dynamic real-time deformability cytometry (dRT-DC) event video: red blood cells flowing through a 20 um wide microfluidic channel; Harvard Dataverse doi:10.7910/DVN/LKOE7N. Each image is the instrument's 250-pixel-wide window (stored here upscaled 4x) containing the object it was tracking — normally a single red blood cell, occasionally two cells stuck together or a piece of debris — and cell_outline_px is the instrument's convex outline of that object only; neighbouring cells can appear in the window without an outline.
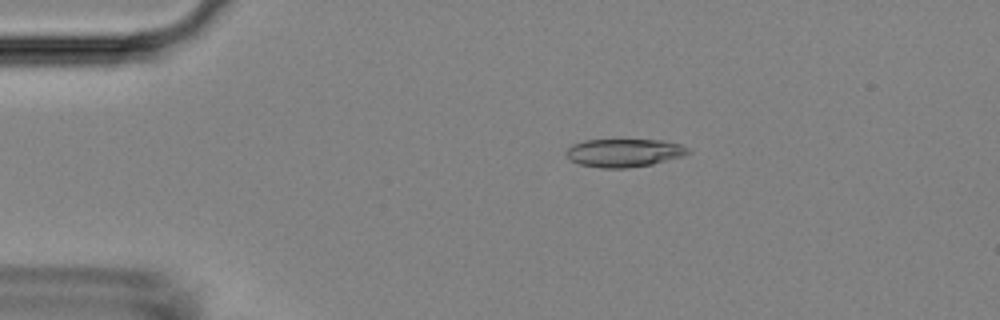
{"species": "Egyptian fruit bat (a non-hibernating species)", "species_latin": "Rousettus aegyptiacus", "temperature_condition": "room temperature", "stored_images_in_passage": 53, "camera_frame_rate_fps": 3000, "um_per_image_px": 0.085, "animal": {"sex": "female"}, "frame": {"image": 1, "passage_image": 11, "time_ms": 3.333, "image_size_px": [1000, 320], "cell_outline_px": [[692, 152], [684, 156], [652, 164], [628, 168], [600, 168], [580, 164], [572, 160], [564, 152], [572, 144], [584, 140], [664, 140], [680, 144], [688, 148]], "centroid_in_image_um": [53.07, 12.98], "position_along_channel_um": 31.9, "area_um2": 20.06}}
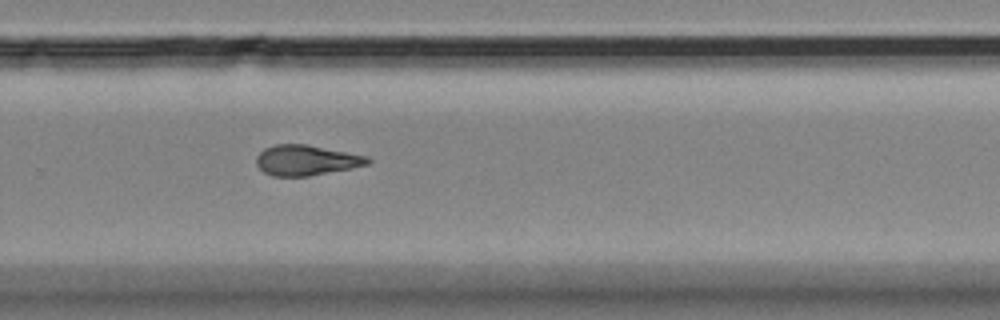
{"frame": {"image": 2, "passage_image": 36, "time_ms": 11.667, "image_size_px": [1000, 320], "cell_outline_px": [[372, 160], [368, 164], [352, 168], [308, 176], [272, 176], [264, 172], [256, 164], [256, 156], [264, 148], [276, 144], [308, 144], [368, 156]], "centroid_in_image_um": [26.03, 13.61], "position_along_channel_um": 303.8, "area_um2": 19.77}}
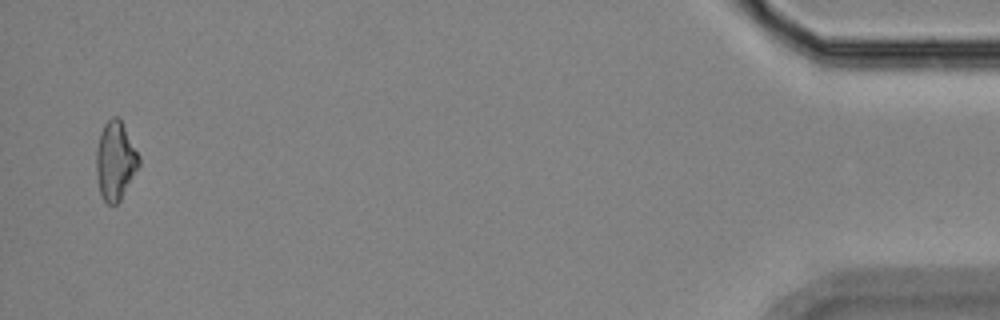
{"frame": {"image": 3, "passage_image": 52, "time_ms": 17.0, "image_size_px": [1000, 320], "cell_outline_px": [[140, 164], [120, 200], [116, 204], [108, 204], [104, 200], [100, 192], [96, 176], [96, 148], [100, 132], [104, 124], [112, 116], [116, 116], [120, 120], [140, 156]], "centroid_in_image_um": [9.79, 13.66], "position_along_channel_um": 425.4, "area_um2": 19.36}, "authors_computed_cell_mechanics": {"area_um2": 20.0566, "velocity_mm_per_s": 3.8064, "shape_relaxation_time_tau1_ms": 10.5916, "shape_relaxation_time_tau2_ms": 2.8759, "deformation_change_tau1": 0.2492, "deformation_change_tau2": 0.1105}}